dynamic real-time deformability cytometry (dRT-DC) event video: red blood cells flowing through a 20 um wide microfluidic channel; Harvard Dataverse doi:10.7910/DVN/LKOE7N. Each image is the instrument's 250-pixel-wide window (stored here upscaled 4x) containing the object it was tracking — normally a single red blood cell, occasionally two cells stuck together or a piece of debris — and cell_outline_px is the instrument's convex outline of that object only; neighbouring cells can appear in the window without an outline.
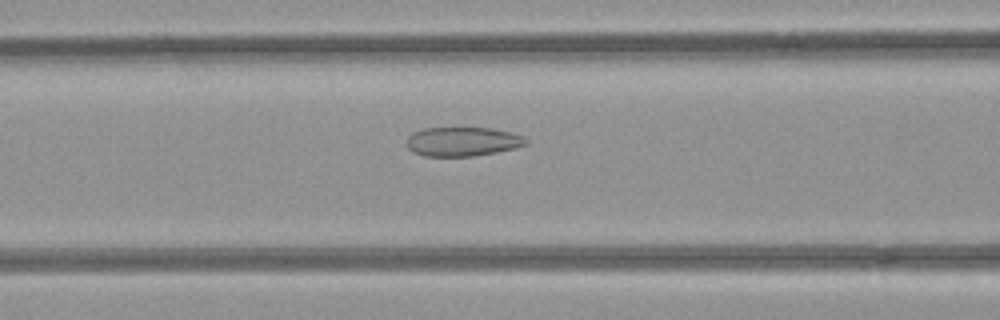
{"species": "common noctule bat (a hibernating species)", "species_latin": "Nyctalus noctula", "temperature_condition": "room temperature", "stored_images_in_passage": 29, "camera_frame_rate_fps": 3000, "um_per_image_px": 0.085, "animal": {"sex": "female", "body_mass_g": 21.9}, "frame": {"image": 1, "passage_image": 5, "time_ms": 1.333, "image_size_px": [1000, 320], "cell_outline_px": [[528, 144], [516, 148], [496, 152], [472, 156], [424, 156], [412, 152], [408, 148], [408, 136], [412, 132], [424, 128], [492, 128], [512, 132], [524, 136], [528, 140]], "centroid_in_image_um": [39.35, 12.03], "position_along_channel_um": 127.3, "area_um2": 20.4}}
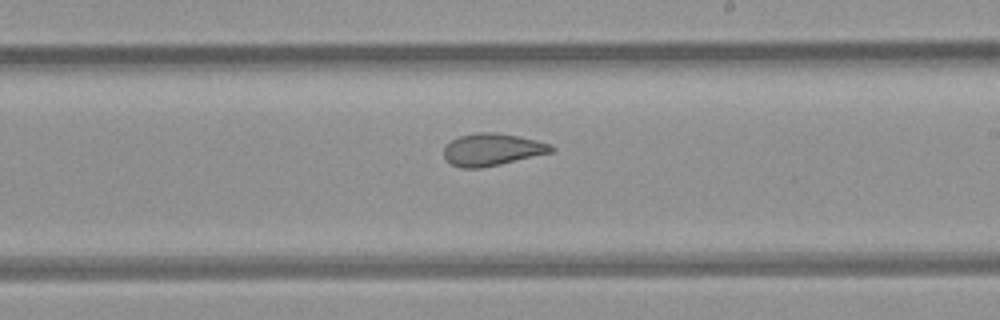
{"frame": {"image": 2, "passage_image": 14, "time_ms": 4.333, "image_size_px": [1000, 320], "cell_outline_px": [[556, 148], [552, 152], [500, 164], [480, 168], [464, 168], [452, 164], [444, 156], [444, 148], [452, 140], [460, 136], [476, 132], [496, 132], [516, 136], [552, 144]], "centroid_in_image_um": [41.85, 12.71], "position_along_channel_um": 247.2, "area_um2": 19.88}}
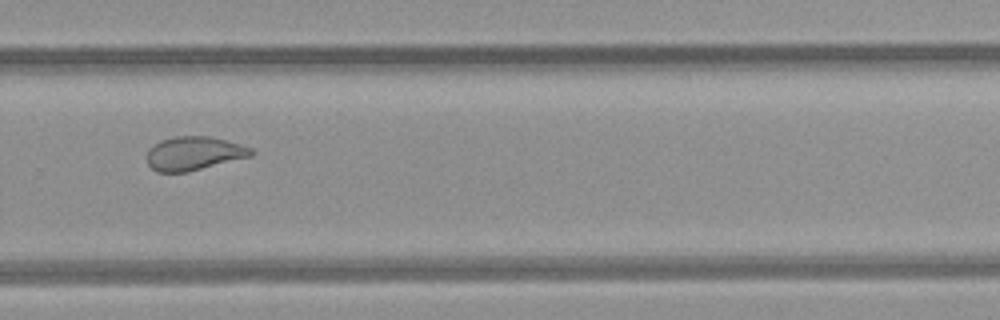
{"frame": {"image": 3, "passage_image": 19, "time_ms": 6.0, "image_size_px": [1000, 320], "cell_outline_px": [[256, 152], [252, 156], [188, 172], [156, 172], [148, 164], [148, 148], [164, 140], [176, 136], [208, 136], [240, 144], [252, 148]], "centroid_in_image_um": [16.52, 13.05], "position_along_channel_um": 313.3, "area_um2": 20.35}}